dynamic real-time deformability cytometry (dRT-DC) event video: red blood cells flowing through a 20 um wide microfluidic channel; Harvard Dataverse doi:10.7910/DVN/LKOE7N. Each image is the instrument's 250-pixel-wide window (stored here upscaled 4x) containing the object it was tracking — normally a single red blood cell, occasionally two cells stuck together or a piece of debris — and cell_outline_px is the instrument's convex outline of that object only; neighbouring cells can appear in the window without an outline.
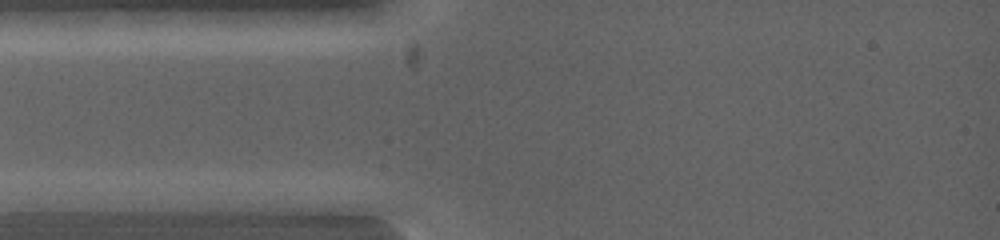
{"species": "common noctule bat (a hibernating species)", "species_latin": "Nyctalus noctula", "temperature_condition": "warm", "stored_images_in_passage": 6, "camera_frame_rate_fps": 5000, "um_per_image_px": 0.085, "animal": {"sex": "female", "body_mass_g": 19.0, "forearm_length_mm": 53.3}, "frame": {"image": 1, "passage_image": 4, "time_ms": 0.8, "image_size_px": [1000, 240], "cell_outline_px": [[108, 200], [96, 212], [16, 212], [16, 200], [28, 192], [100, 192]], "centroid_in_image_um": [5.15, 17.18], "position_along_channel_um": 79.9, "area_um2": 12.2}}